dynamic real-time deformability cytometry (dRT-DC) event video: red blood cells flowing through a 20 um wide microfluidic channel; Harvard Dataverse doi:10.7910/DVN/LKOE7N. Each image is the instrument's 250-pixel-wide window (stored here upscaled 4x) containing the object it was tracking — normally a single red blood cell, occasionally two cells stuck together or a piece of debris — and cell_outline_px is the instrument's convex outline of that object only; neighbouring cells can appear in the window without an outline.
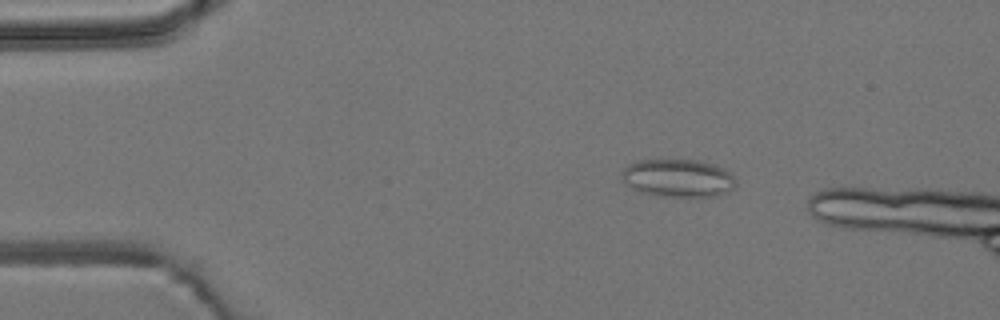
{"species": "common noctule bat (a hibernating species)", "species_latin": "Nyctalus noctula", "temperature_condition": "room temperature", "stored_images_in_passage": 4, "camera_frame_rate_fps": 3000, "um_per_image_px": 0.085, "animal": {"sex": "male", "body_mass_g": 19.2, "forearm_length_mm": 51.8}, "frame": {"image": 1, "passage_image": 2, "time_ms": 1.0, "image_size_px": [1000, 320], "cell_outline_px": [[736, 184], [728, 192], [720, 196], [656, 196], [640, 192], [624, 184], [620, 172], [628, 164], [636, 160], [696, 160], [712, 164], [724, 168], [732, 172], [736, 176]], "centroid_in_image_um": [57.63, 15.14], "position_along_channel_um": 27.4, "area_um2": 25.61}}